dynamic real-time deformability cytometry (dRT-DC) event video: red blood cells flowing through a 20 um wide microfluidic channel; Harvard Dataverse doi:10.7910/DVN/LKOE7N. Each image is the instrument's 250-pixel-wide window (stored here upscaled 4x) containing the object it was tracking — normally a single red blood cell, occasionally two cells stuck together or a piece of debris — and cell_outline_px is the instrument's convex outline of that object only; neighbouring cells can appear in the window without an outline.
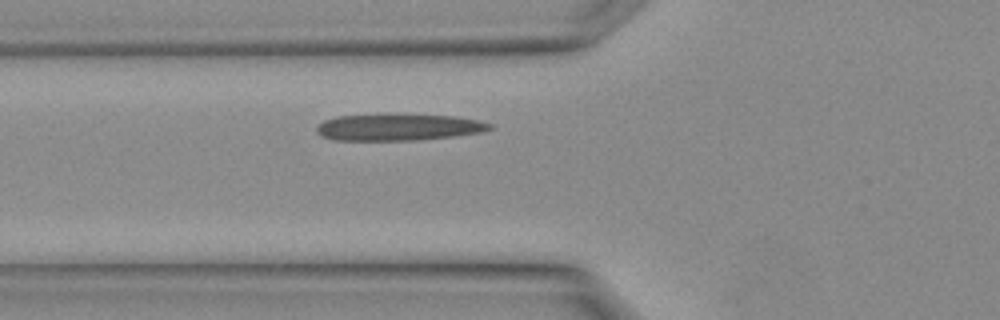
{"species": "Egyptian fruit bat (a non-hibernating species)", "species_latin": "Rousettus aegyptiacus", "temperature_condition": "warm", "stored_images_in_passage": 4, "camera_frame_rate_fps": 3000, "um_per_image_px": 0.085, "animal": {"sex": "female"}, "frame": {"image": 1, "passage_image": 4, "time_ms": 1.0, "image_size_px": [1000, 320], "cell_outline_px": [[496, 128], [484, 132], [456, 136], [420, 140], [332, 140], [320, 136], [316, 132], [316, 128], [324, 120], [336, 116], [380, 112], [456, 116], [476, 120], [492, 124]], "centroid_in_image_um": [33.86, 10.78], "position_along_channel_um": 91.9, "area_um2": 28.09}}